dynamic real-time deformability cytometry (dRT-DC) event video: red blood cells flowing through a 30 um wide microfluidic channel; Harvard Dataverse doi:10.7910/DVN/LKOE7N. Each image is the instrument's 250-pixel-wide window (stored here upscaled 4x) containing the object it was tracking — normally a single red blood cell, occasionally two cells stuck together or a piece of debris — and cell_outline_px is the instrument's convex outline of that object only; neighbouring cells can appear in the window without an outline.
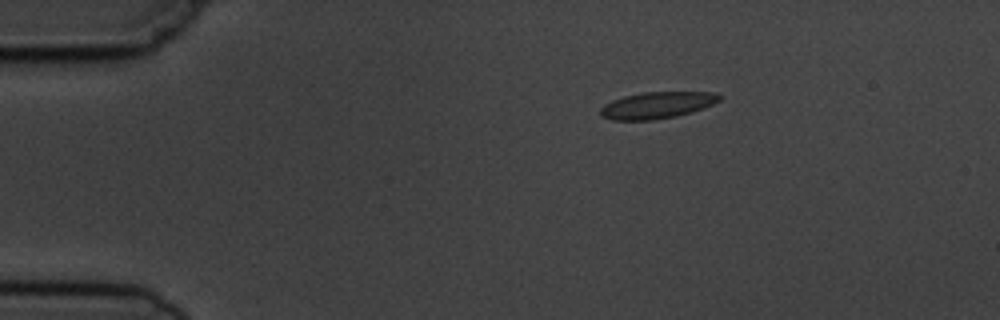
{"species": "common noctule bat (a hibernating species)", "species_latin": "Nyctalus noctula", "temperature_condition": "cold", "stored_images_in_passage": 3, "camera_frame_rate_fps": 3000, "um_per_image_px": 0.085, "animal": {"sex": "male", "body_mass_g": 19.5, "forearm_length_mm": 54.6}, "frame": {"image": 1, "passage_image": 1, "time_ms": 0.0, "image_size_px": [1000, 320], "cell_outline_px": [[724, 96], [720, 100], [704, 108], [692, 112], [676, 116], [652, 120], [612, 120], [600, 116], [600, 108], [604, 104], [612, 100], [624, 96], [644, 92], [716, 92]], "centroid_in_image_um": [55.86, 8.94], "position_along_channel_um": 29.1, "area_um2": 18.61}}